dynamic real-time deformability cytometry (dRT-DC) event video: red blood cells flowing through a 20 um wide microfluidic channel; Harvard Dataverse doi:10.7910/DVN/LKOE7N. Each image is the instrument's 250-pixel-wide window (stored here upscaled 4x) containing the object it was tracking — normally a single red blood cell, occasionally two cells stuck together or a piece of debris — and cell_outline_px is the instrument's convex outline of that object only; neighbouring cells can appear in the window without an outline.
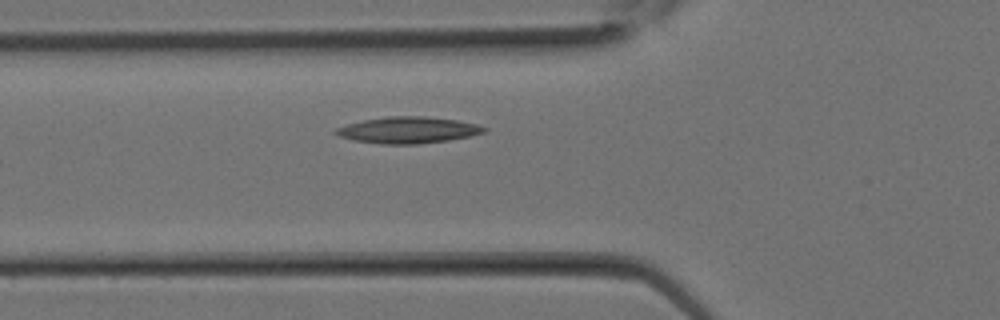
{"species": "Egyptian fruit bat (a non-hibernating species)", "species_latin": "Rousettus aegyptiacus", "temperature_condition": "room temperature", "stored_images_in_passage": 6, "camera_frame_rate_fps": 3000, "um_per_image_px": 0.085, "animal": {"sex": "female"}, "frame": {"image": 1, "passage_image": 2, "time_ms": 0.333, "image_size_px": [1000, 320], "cell_outline_px": [[488, 128], [484, 132], [468, 136], [448, 140], [416, 144], [384, 144], [352, 140], [340, 136], [332, 132], [336, 128], [348, 124], [364, 120], [388, 116], [424, 116], [456, 120], [476, 124]], "centroid_in_image_um": [34.66, 11.05], "position_along_channel_um": 91.1, "area_um2": 22.6}}
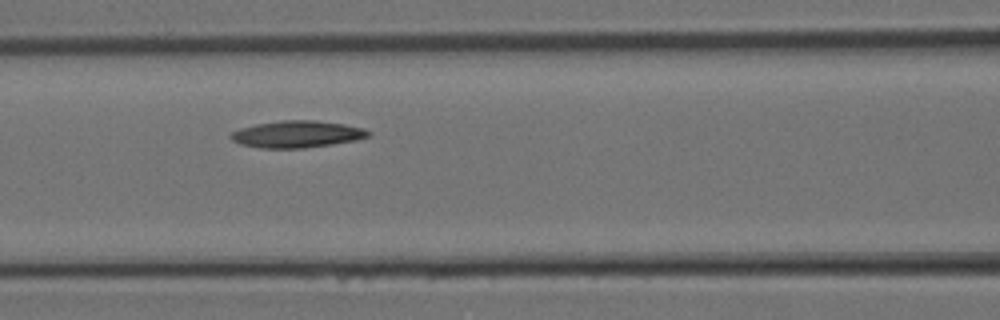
{"frame": {"image": 2, "passage_image": 4, "time_ms": 1.0, "image_size_px": [1000, 320], "cell_outline_px": [[372, 132], [368, 136], [356, 140], [332, 144], [304, 148], [260, 148], [240, 144], [232, 140], [228, 136], [232, 132], [240, 128], [256, 124], [280, 120], [316, 120], [344, 124], [364, 128]], "centroid_in_image_um": [25.24, 11.4], "position_along_channel_um": 141.4, "area_um2": 21.62}}
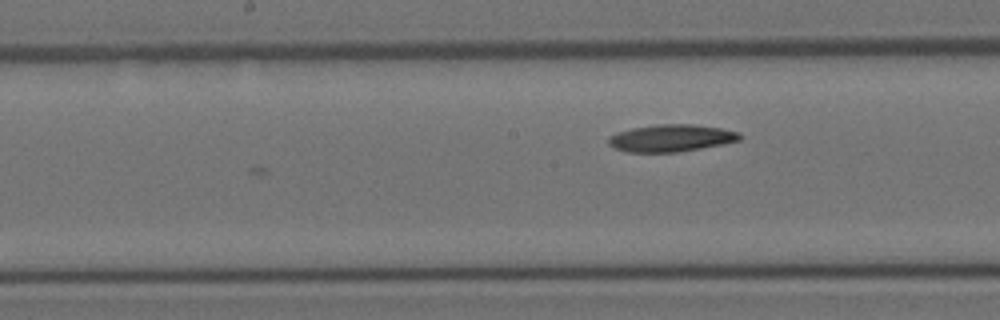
{"frame": {"image": 3, "passage_image": 6, "time_ms": 1.667, "image_size_px": [1000, 320], "cell_outline_px": [[744, 136], [740, 140], [724, 144], [680, 152], [624, 152], [608, 144], [608, 136], [616, 132], [632, 128], [660, 124], [692, 124], [720, 128], [740, 132]], "centroid_in_image_um": [57.06, 11.74], "position_along_channel_um": 191.1, "area_um2": 20.98}}